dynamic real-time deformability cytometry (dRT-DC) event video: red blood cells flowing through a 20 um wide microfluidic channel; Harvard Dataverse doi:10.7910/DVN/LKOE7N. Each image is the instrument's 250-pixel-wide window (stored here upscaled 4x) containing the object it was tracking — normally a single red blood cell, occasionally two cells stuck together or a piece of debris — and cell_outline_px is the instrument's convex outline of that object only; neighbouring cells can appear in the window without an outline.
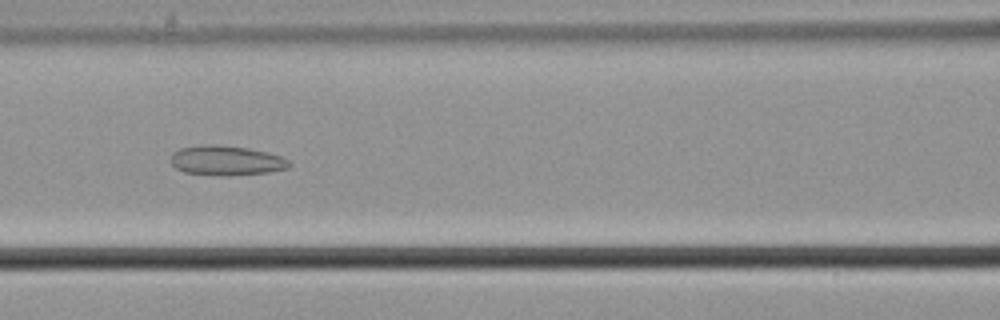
{"species": "common noctule bat (a hibernating species)", "species_latin": "Nyctalus noctula", "temperature_condition": "cold", "stored_images_in_passage": 39, "camera_frame_rate_fps": 3000, "um_per_image_px": 0.085, "animal": {"sex": "male", "body_mass_g": 21.5, "forearm_length_mm": 52.0}, "frame": {"image": 1, "passage_image": 12, "time_ms": 3.667, "image_size_px": [1000, 320], "cell_outline_px": [[292, 164], [288, 168], [268, 172], [220, 176], [184, 172], [176, 168], [168, 160], [172, 152], [180, 148], [200, 144], [216, 144], [248, 148], [268, 152], [280, 156], [288, 160]], "centroid_in_image_um": [19.18, 13.63], "position_along_channel_um": 147.4, "area_um2": 20.75}}
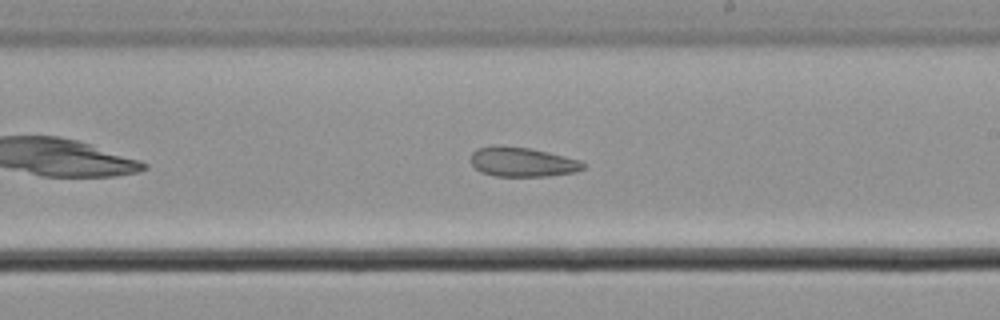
{"frame": {"image": 2, "passage_image": 20, "time_ms": 6.333, "image_size_px": [1000, 320], "cell_outline_px": [[584, 168], [576, 172], [548, 176], [496, 176], [480, 172], [472, 164], [472, 152], [476, 148], [528, 148], [548, 152], [580, 160], [584, 164]], "centroid_in_image_um": [44.45, 13.81], "position_along_channel_um": 244.5, "area_um2": 18.61}}
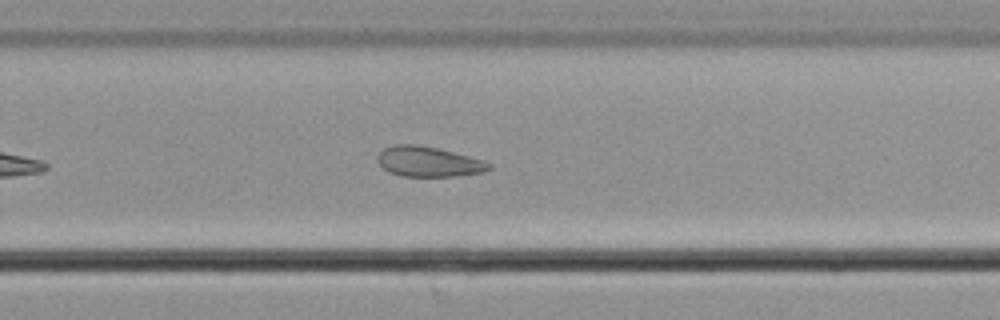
{"frame": {"image": 3, "passage_image": 24, "time_ms": 7.667, "image_size_px": [1000, 320], "cell_outline_px": [[492, 168], [484, 172], [456, 176], [404, 176], [388, 172], [376, 160], [376, 156], [384, 148], [392, 144], [416, 144], [436, 148], [484, 160], [492, 164]], "centroid_in_image_um": [36.41, 13.74], "position_along_channel_um": 293.4, "area_um2": 19.59}, "authors_computed_cell_mechanics": {"area_um2": 20.2878, "velocity_mm_per_s": 3.6608, "shape_relaxation_time_tau1_ms": null, "shape_relaxation_time_tau2_ms": 8.6043, "deformation_change_tau1": null, "deformation_change_tau2": 0.1523}}